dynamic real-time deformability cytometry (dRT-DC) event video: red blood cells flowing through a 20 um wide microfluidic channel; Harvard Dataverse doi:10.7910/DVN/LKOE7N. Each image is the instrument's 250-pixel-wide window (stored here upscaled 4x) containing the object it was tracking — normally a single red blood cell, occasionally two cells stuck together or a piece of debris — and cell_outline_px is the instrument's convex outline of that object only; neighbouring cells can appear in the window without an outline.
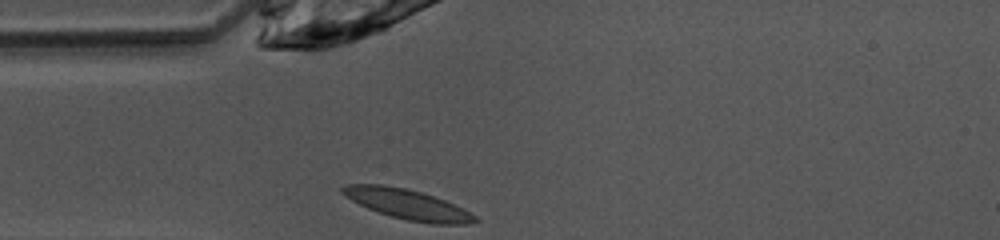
{"species": "common noctule bat (a hibernating species)", "species_latin": "Nyctalus noctula", "temperature_condition": "warm", "stored_images_in_passage": 28, "camera_frame_rate_fps": 3000, "um_per_image_px": 0.085, "animal": {"sex": "female", "body_mass_g": 10.0, "forearm_length_mm": 53.1}, "frame": {"image": 1, "passage_image": 1, "time_ms": 0.0, "image_size_px": [1000, 240], "cell_outline_px": [[480, 220], [464, 224], [432, 224], [408, 220], [392, 216], [368, 208], [344, 196], [340, 192], [340, 188], [344, 184], [384, 184], [404, 188], [420, 192], [444, 200], [476, 216]], "centroid_in_image_um": [34.58, 17.35], "position_along_channel_um": 50.4, "area_um2": 22.77}}
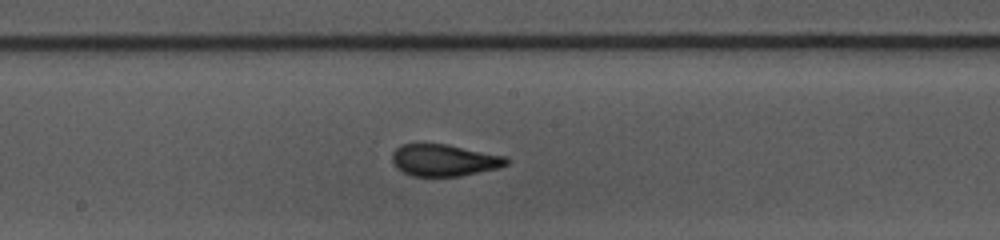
{"frame": {"image": 2, "passage_image": 13, "time_ms": 4.0, "image_size_px": [1000, 240], "cell_outline_px": [[512, 160], [508, 164], [496, 168], [460, 176], [412, 176], [396, 168], [392, 160], [392, 152], [400, 144], [448, 144], [508, 156]], "centroid_in_image_um": [37.78, 13.61], "position_along_channel_um": 210.4, "area_um2": 21.39}}
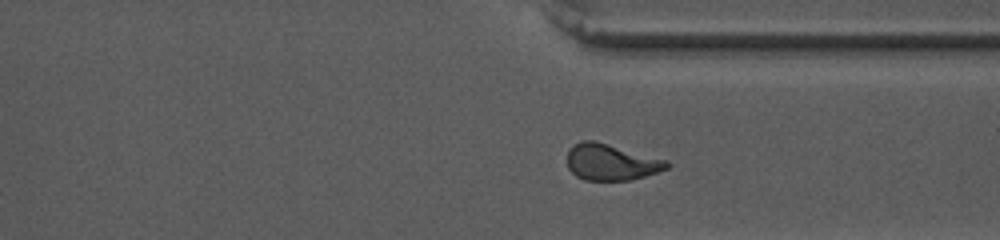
{"frame": {"image": 3, "passage_image": 24, "time_ms": 7.667, "image_size_px": [1000, 240], "cell_outline_px": [[668, 168], [632, 180], [584, 180], [576, 176], [568, 168], [568, 152], [576, 144], [584, 140], [596, 140], [668, 160]], "centroid_in_image_um": [51.95, 13.78], "position_along_channel_um": 359.4, "area_um2": 20.98}, "authors_computed_cell_mechanics": {"area_um2": 21.386, "velocity_mm_per_s": 4.0732, "shape_relaxation_time_tau1_ms": 3.6031, "shape_relaxation_time_tau2_ms": 1.0703, "deformation_change_tau1": 0.1918, "deformation_change_tau2": 0.0719}}